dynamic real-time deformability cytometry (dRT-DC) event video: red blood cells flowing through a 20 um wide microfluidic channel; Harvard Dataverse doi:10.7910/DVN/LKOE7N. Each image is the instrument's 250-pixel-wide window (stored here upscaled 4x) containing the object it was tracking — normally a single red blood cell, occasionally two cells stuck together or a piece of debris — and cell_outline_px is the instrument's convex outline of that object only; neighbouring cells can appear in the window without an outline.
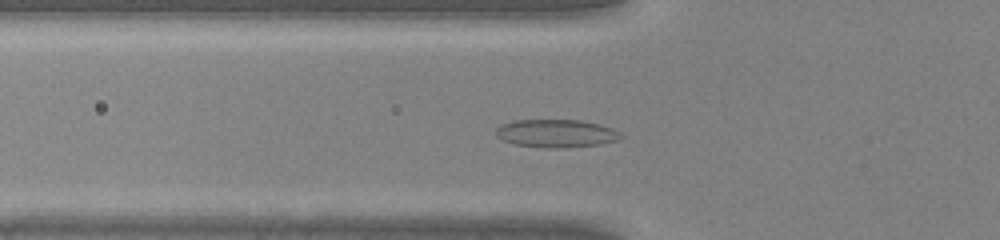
{"species": "common noctule bat (a hibernating species)", "species_latin": "Nyctalus noctula", "temperature_condition": "warm", "stored_images_in_passage": 40, "camera_frame_rate_fps": 3000, "um_per_image_px": 0.085, "animal": {"sex": "male", "body_mass_g": 20.0, "forearm_length_mm": 53.3}, "frame": {"image": 1, "passage_image": 11, "time_ms": 3.333, "image_size_px": [1000, 240], "cell_outline_px": [[624, 136], [616, 140], [600, 144], [564, 148], [544, 148], [516, 144], [504, 140], [496, 136], [496, 128], [500, 124], [512, 120], [580, 120], [600, 124], [612, 128], [620, 132]], "centroid_in_image_um": [47.27, 11.33], "position_along_channel_um": 78.5, "area_um2": 20.46}}
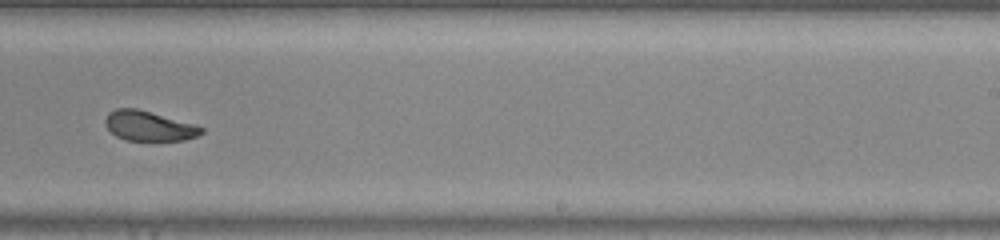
{"frame": {"image": 2, "passage_image": 24, "time_ms": 7.667, "image_size_px": [1000, 240], "cell_outline_px": [[204, 132], [196, 136], [184, 140], [124, 140], [116, 136], [104, 124], [104, 120], [108, 112], [116, 108], [136, 108], [192, 124], [204, 128]], "centroid_in_image_um": [12.6, 10.71], "position_along_channel_um": 276.4, "area_um2": 16.47}}
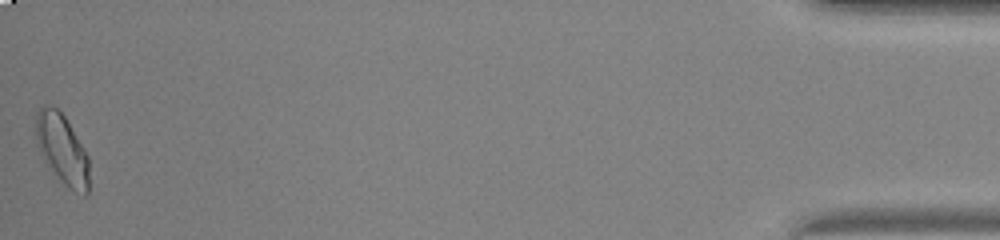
{"frame": {"image": 3, "passage_image": 40, "time_ms": 13.0, "image_size_px": [1000, 240], "cell_outline_px": [[88, 196], [84, 196], [68, 188], [52, 172], [36, 144], [36, 112], [44, 104], [48, 104], [56, 108], [64, 116], [88, 156]], "centroid_in_image_um": [5.27, 12.69], "position_along_channel_um": 429.9, "area_um2": 21.5}}